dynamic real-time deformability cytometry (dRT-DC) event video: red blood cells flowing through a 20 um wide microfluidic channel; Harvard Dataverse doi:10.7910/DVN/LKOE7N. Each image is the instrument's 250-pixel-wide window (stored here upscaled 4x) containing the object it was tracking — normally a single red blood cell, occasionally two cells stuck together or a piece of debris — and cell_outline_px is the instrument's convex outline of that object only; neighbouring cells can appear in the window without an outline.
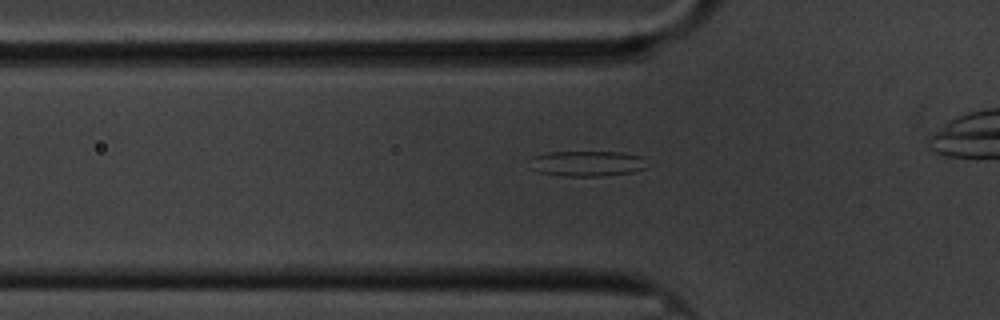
{"species": "common noctule bat (a hibernating species)", "species_latin": "Nyctalus noctula", "temperature_condition": "cold", "stored_images_in_passage": 42, "camera_frame_rate_fps": 3000, "um_per_image_px": 0.085, "animal": {"sex": "male", "body_mass_g": 20.1, "forearm_length_mm": 53.5}, "frame": {"image": 1, "passage_image": 10, "time_ms": 3.0, "image_size_px": [1000, 320], "cell_outline_px": [[644, 168], [632, 172], [604, 176], [564, 176], [540, 172], [532, 168], [532, 156], [548, 152], [624, 152], [640, 156]], "centroid_in_image_um": [49.86, 13.9], "position_along_channel_um": 75.9, "area_um2": 17.05}}
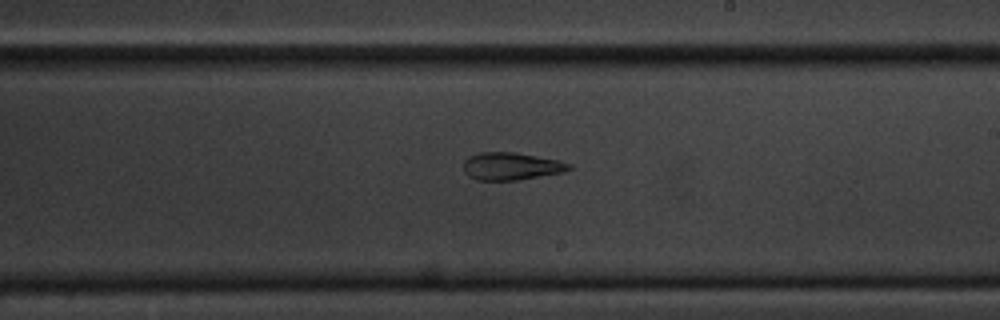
{"frame": {"image": 2, "passage_image": 25, "time_ms": 8.0, "image_size_px": [1000, 320], "cell_outline_px": [[572, 168], [564, 172], [516, 180], [476, 180], [468, 176], [464, 172], [464, 160], [468, 156], [480, 152], [516, 152], [556, 160], [572, 164]], "centroid_in_image_um": [43.42, 14.13], "position_along_channel_um": 245.6, "area_um2": 16.94}}
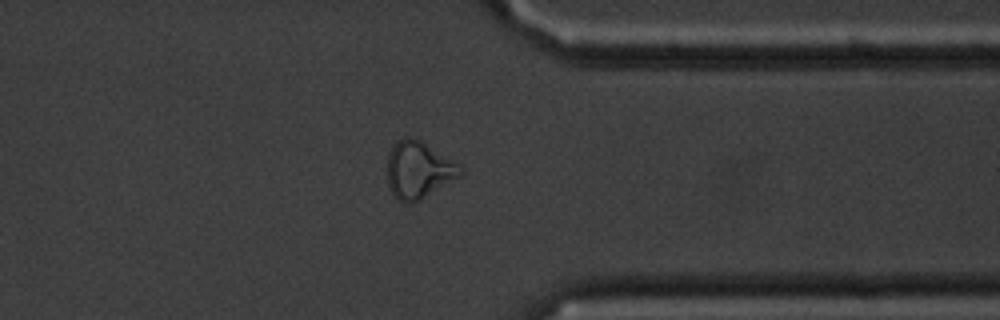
{"frame": {"image": 3, "passage_image": 37, "time_ms": 12.0, "image_size_px": [1000, 320], "cell_outline_px": [[464, 172], [460, 176], [420, 200], [412, 204], [408, 204], [396, 200], [388, 184], [388, 152], [392, 144], [404, 136], [412, 136], [420, 140], [460, 164], [464, 168]], "centroid_in_image_um": [35.57, 14.44], "position_along_channel_um": 375.8, "area_um2": 24.57}, "authors_computed_cell_mechanics": {"area_um2": 17.6001, "velocity_mm_per_s": 3.3774, "shape_relaxation_time_tau1_ms": null, "shape_relaxation_time_tau2_ms": 4.6095, "deformation_change_tau1": null, "deformation_change_tau2": 0.1287}}